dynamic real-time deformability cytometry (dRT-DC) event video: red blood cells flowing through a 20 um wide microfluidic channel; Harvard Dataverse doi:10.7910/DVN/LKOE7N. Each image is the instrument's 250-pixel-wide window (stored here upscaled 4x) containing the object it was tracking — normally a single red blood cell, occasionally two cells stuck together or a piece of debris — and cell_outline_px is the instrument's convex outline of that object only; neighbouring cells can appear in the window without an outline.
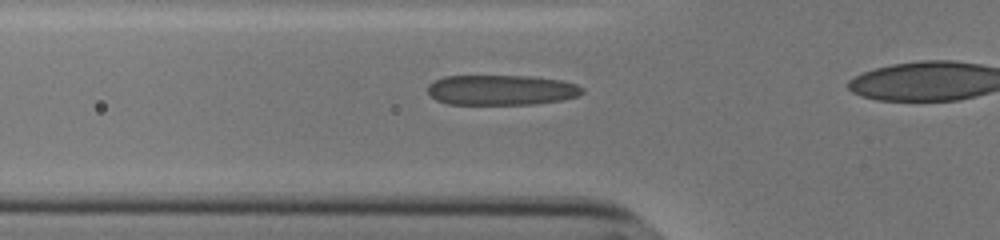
{"species": "human", "species_latin": "Homo sapiens", "temperature_condition": "cold", "stored_images_in_passage": 39, "camera_frame_rate_fps": 3000, "um_per_image_px": 0.085, "donor": {"sex": "male"}, "frame": {"image": 1, "passage_image": 14, "time_ms": 4.333, "image_size_px": [1000, 240], "cell_outline_px": [[584, 92], [576, 96], [564, 100], [536, 104], [448, 104], [436, 100], [428, 92], [428, 84], [444, 76], [532, 76], [560, 80], [576, 84], [584, 88]], "centroid_in_image_um": [42.63, 7.65], "position_along_channel_um": 83.2, "area_um2": 27.28}}
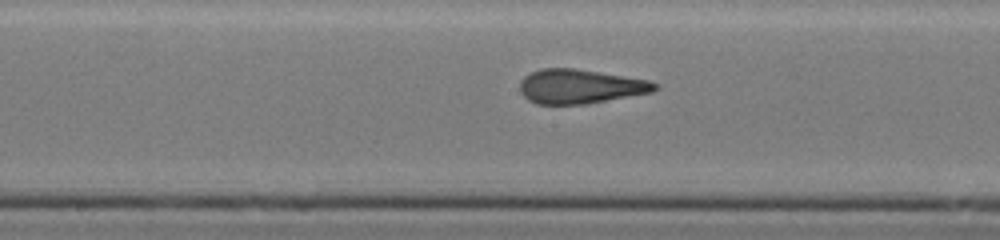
{"frame": {"image": 2, "passage_image": 23, "time_ms": 7.333, "image_size_px": [1000, 240], "cell_outline_px": [[660, 88], [652, 92], [584, 104], [536, 104], [528, 100], [520, 92], [520, 80], [524, 76], [540, 68], [576, 68], [648, 80], [656, 84]], "centroid_in_image_um": [49.28, 7.34], "position_along_channel_um": 198.9, "area_um2": 26.88}}
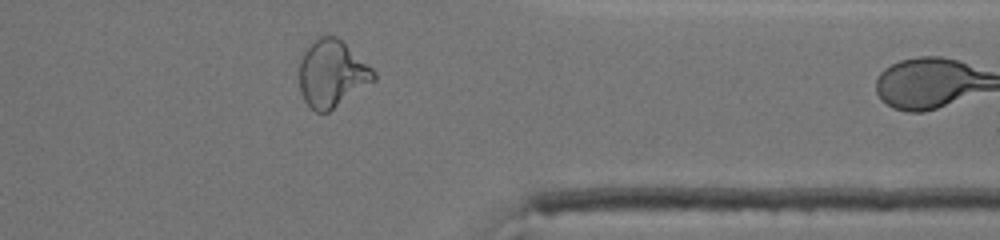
{"frame": {"image": 3, "passage_image": 38, "time_ms": 12.333, "image_size_px": [1000, 240], "cell_outline_px": [[376, 80], [328, 112], [316, 112], [304, 100], [300, 92], [300, 60], [304, 48], [308, 44], [320, 36], [336, 36], [372, 68], [376, 72]], "centroid_in_image_um": [28.2, 6.25], "position_along_channel_um": 383.2, "area_um2": 28.9}}